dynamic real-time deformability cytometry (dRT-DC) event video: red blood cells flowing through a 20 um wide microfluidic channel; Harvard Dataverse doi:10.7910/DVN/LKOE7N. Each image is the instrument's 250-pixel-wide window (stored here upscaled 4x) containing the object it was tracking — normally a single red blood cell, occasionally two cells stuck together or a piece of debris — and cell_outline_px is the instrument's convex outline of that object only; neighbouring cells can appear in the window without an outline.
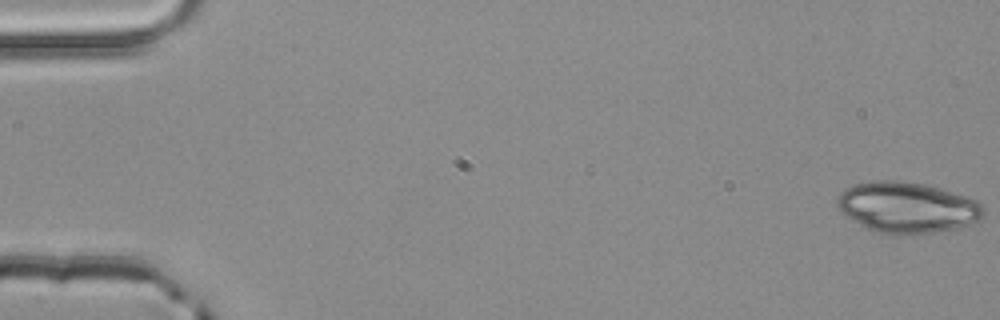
{"species": "common noctule bat (a hibernating species)", "species_latin": "Nyctalus noctula", "temperature_condition": "room temperature", "stored_images_in_passage": 5, "camera_frame_rate_fps": 3000, "um_per_image_px": 0.085, "animal": {"sex": "male", "body_mass_g": 20.4}, "frame": {"image": 1, "passage_image": 1, "time_ms": 0.0, "image_size_px": [1000, 320], "cell_outline_px": [[984, 216], [968, 224], [956, 228], [940, 232], [904, 236], [888, 236], [876, 232], [860, 224], [840, 212], [836, 204], [836, 196], [840, 192], [856, 184], [872, 180], [904, 180], [924, 184], [940, 188], [976, 200], [984, 208]], "centroid_in_image_um": [77.07, 17.65], "position_along_channel_um": 7.9, "area_um2": 43.87}}